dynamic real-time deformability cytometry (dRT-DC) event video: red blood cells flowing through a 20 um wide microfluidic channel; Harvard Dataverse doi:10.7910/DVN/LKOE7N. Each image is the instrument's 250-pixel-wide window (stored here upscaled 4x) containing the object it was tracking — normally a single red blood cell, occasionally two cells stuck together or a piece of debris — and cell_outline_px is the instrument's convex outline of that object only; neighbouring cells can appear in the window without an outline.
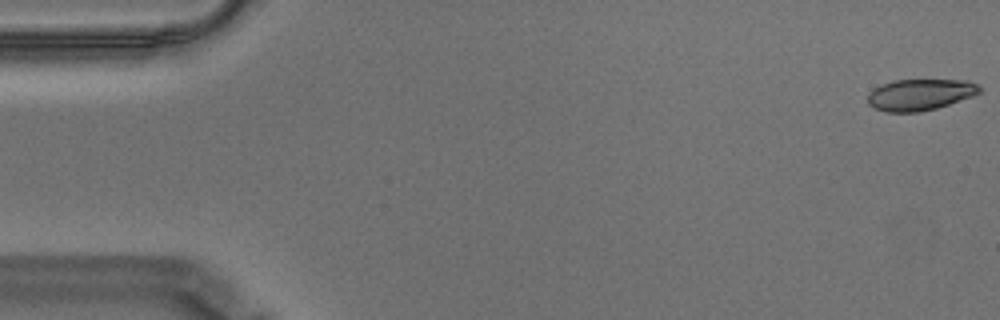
{"species": "Egyptian fruit bat (a non-hibernating species)", "species_latin": "Rousettus aegyptiacus", "temperature_condition": "warm", "stored_images_in_passage": 57, "camera_frame_rate_fps": 3000, "um_per_image_px": 0.085, "animal": {"sex": "male"}, "frame": {"image": 1, "passage_image": 1, "time_ms": 0.0, "image_size_px": [1000, 320], "cell_outline_px": [[980, 92], [972, 96], [936, 108], [916, 112], [884, 112], [872, 108], [868, 104], [868, 92], [872, 88], [880, 84], [892, 80], [968, 80], [976, 84], [980, 88]], "centroid_in_image_um": [78.12, 8.04], "position_along_channel_um": 6.9, "area_um2": 20.52}}
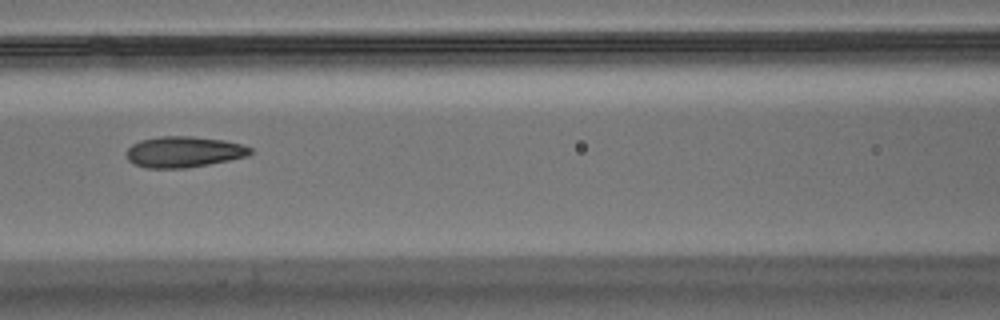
{"frame": {"image": 2, "passage_image": 25, "time_ms": 8.0, "image_size_px": [1000, 320], "cell_outline_px": [[252, 152], [248, 156], [188, 168], [148, 168], [136, 164], [128, 160], [128, 148], [132, 144], [140, 140], [160, 136], [192, 136], [224, 140], [240, 144], [252, 148]], "centroid_in_image_um": [15.63, 12.9], "position_along_channel_um": 151.0, "area_um2": 22.2}}
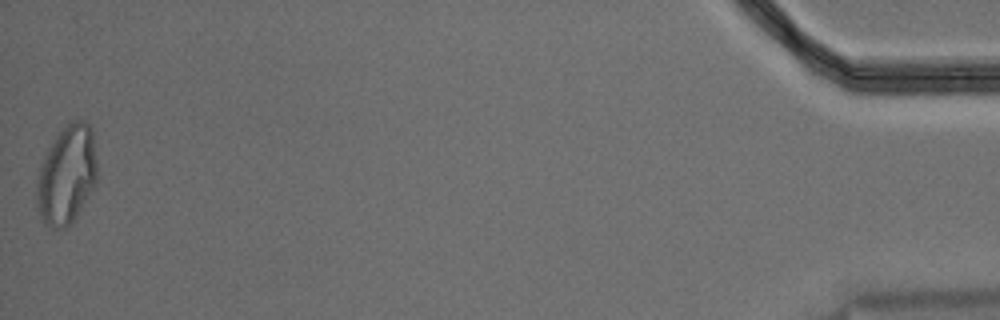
{"frame": {"image": 3, "passage_image": 57, "time_ms": 18.667, "image_size_px": [1000, 320], "cell_outline_px": [[96, 188], [72, 224], [68, 228], [52, 228], [44, 224], [40, 220], [36, 204], [36, 180], [40, 164], [56, 132], [68, 120], [84, 120], [92, 128], [96, 160]], "centroid_in_image_um": [5.66, 14.88], "position_along_channel_um": 429.5, "area_um2": 36.01}, "authors_computed_cell_mechanics": {"area_um2": 22.253, "velocity_mm_per_s": 3.5234, "shape_relaxation_time_tau1_ms": null, "shape_relaxation_time_tau2_ms": 1.9023, "deformation_change_tau1": null, "deformation_change_tau2": 0.0844}}